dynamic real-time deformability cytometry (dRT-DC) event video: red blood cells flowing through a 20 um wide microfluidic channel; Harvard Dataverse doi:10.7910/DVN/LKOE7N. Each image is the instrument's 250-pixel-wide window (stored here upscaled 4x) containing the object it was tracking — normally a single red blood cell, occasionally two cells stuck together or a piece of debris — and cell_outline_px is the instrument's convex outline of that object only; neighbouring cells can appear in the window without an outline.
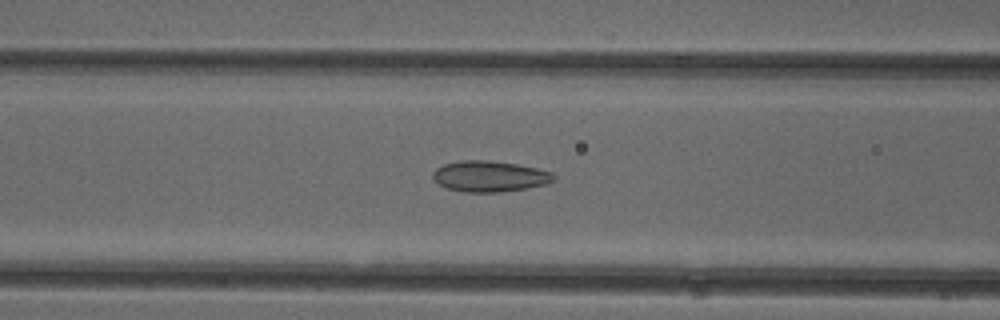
{"species": "common noctule bat (a hibernating species)", "species_latin": "Nyctalus noctula", "temperature_condition": "cold", "stored_images_in_passage": 39, "camera_frame_rate_fps": 3000, "um_per_image_px": 0.085, "animal": {"sex": "female"}, "frame": {"image": 1, "passage_image": 12, "time_ms": 3.667, "image_size_px": [1000, 320], "cell_outline_px": [[556, 176], [548, 184], [528, 188], [500, 192], [464, 192], [444, 188], [436, 184], [432, 180], [432, 172], [436, 168], [444, 164], [460, 160], [488, 160], [516, 164], [536, 168], [552, 172]], "centroid_in_image_um": [41.56, 14.99], "position_along_channel_um": 125.0, "area_um2": 22.08}}
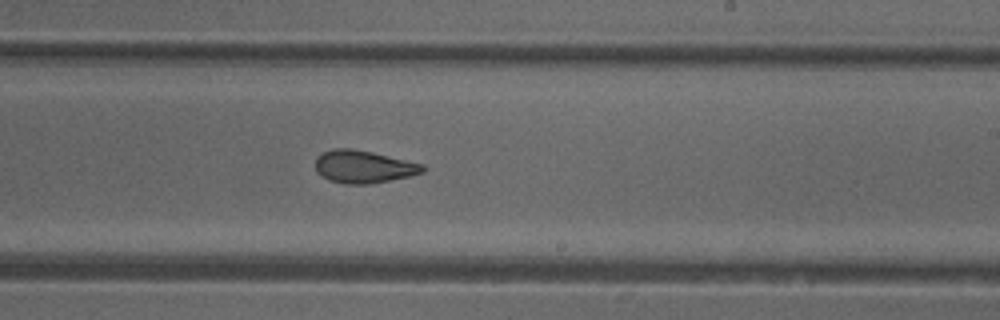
{"frame": {"image": 2, "passage_image": 22, "time_ms": 7.0, "image_size_px": [1000, 320], "cell_outline_px": [[424, 172], [412, 176], [372, 184], [344, 184], [332, 180], [316, 172], [316, 156], [332, 148], [352, 148], [372, 152], [424, 164]], "centroid_in_image_um": [30.93, 14.17], "position_along_channel_um": 258.1, "area_um2": 20.46}}
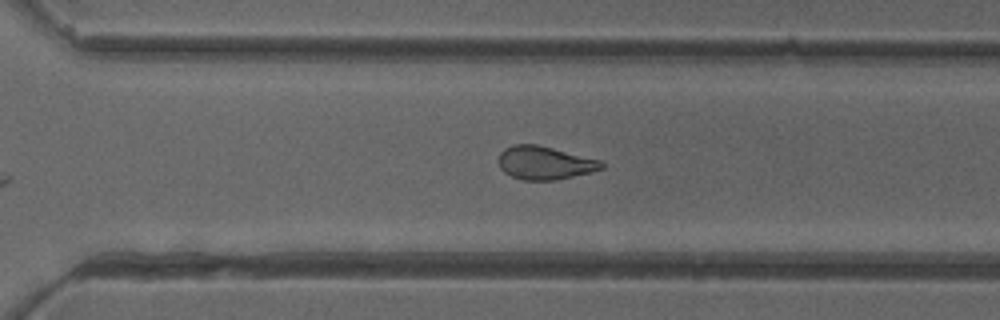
{"frame": {"image": 3, "passage_image": 27, "time_ms": 8.667, "image_size_px": [1000, 320], "cell_outline_px": [[604, 168], [592, 172], [556, 180], [520, 180], [504, 172], [500, 168], [500, 152], [504, 148], [512, 144], [536, 144], [600, 160], [604, 164]], "centroid_in_image_um": [46.3, 13.85], "position_along_channel_um": 324.3, "area_um2": 19.88}, "authors_computed_cell_mechanics": {"area_um2": 21.386, "velocity_mm_per_s": 3.9857, "shape_relaxation_time_tau1_ms": null, "shape_relaxation_time_tau2_ms": 2.2474, "deformation_change_tau1": null, "deformation_change_tau2": 0.0745}}